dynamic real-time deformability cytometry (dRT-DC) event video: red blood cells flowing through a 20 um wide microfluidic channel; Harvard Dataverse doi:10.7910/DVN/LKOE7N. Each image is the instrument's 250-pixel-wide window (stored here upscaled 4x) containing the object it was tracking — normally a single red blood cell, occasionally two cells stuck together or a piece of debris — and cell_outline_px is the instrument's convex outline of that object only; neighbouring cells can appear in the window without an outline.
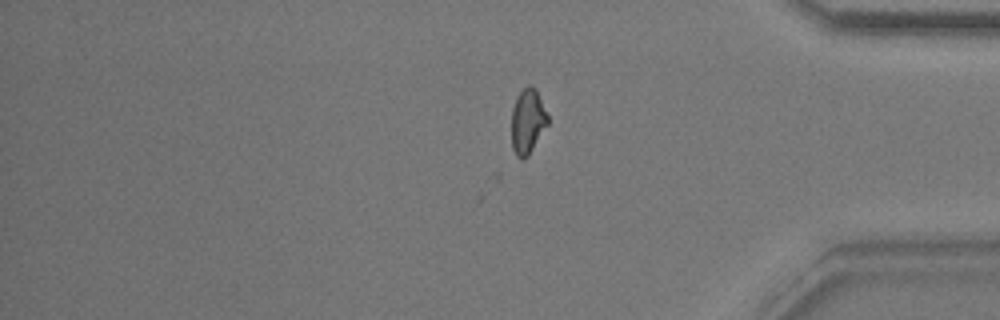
{"species": "common noctule bat (a hibernating species)", "species_latin": "Nyctalus noctula", "temperature_condition": "warm", "stored_images_in_passage": 39, "camera_frame_rate_fps": 3000, "um_per_image_px": 0.085, "animal": {"sex": "male", "body_mass_g": 17.9}, "frame": {"image": 1, "passage_image": 33, "time_ms": 10.667, "image_size_px": [1000, 320], "cell_outline_px": [[548, 124], [528, 156], [524, 160], [520, 160], [516, 156], [512, 148], [512, 108], [516, 96], [528, 84], [532, 84], [536, 88], [548, 116]], "centroid_in_image_um": [44.84, 10.31], "position_along_channel_um": 390.4, "area_um2": 13.87}}